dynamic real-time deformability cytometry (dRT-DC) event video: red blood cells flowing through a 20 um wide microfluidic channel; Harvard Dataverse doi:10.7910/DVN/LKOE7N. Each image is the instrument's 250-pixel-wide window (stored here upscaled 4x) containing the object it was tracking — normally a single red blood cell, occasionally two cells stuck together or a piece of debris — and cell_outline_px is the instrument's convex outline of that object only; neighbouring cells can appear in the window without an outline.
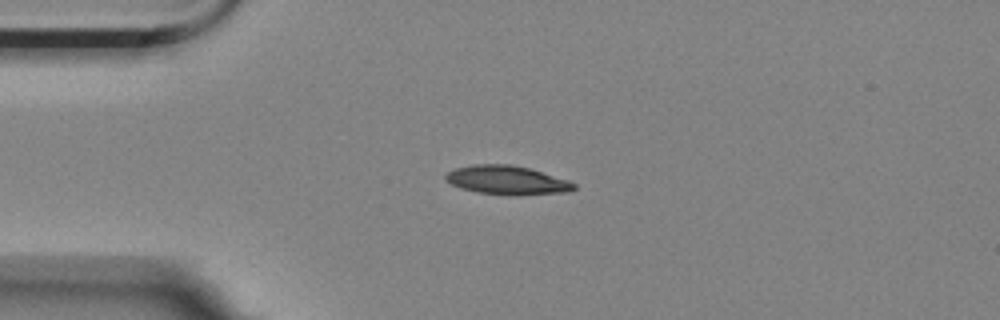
{"species": "Egyptian fruit bat (a non-hibernating species)", "species_latin": "Rousettus aegyptiacus", "temperature_condition": "room temperature", "stored_images_in_passage": 4, "camera_frame_rate_fps": 3000, "um_per_image_px": 0.085, "animal": {"sex": "female"}, "frame": {"image": 1, "passage_image": 1, "time_ms": 0.0, "image_size_px": [1000, 320], "cell_outline_px": [[576, 188], [568, 192], [512, 196], [476, 192], [460, 188], [444, 180], [444, 176], [448, 172], [456, 168], [472, 164], [512, 164], [528, 168], [568, 180], [576, 184]], "centroid_in_image_um": [43.08, 15.32], "position_along_channel_um": 41.9, "area_um2": 21.73}}
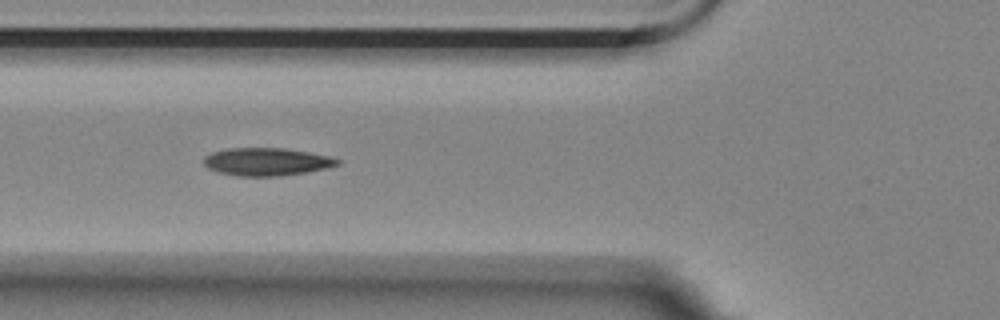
{"frame": {"image": 2, "passage_image": 3, "time_ms": 0.667, "image_size_px": [1000, 320], "cell_outline_px": [[340, 164], [324, 168], [304, 172], [276, 176], [236, 176], [220, 172], [208, 168], [204, 164], [204, 156], [212, 152], [228, 148], [284, 148], [332, 156], [340, 160]], "centroid_in_image_um": [22.65, 13.74], "position_along_channel_um": 103.2, "area_um2": 21.5}}
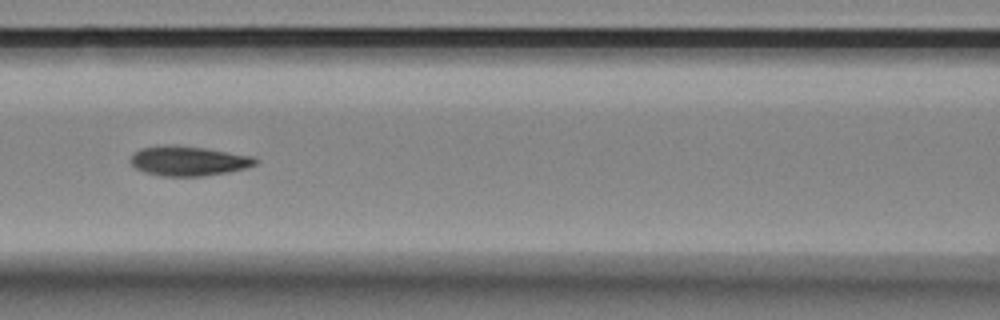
{"frame": {"image": 3, "passage_image": 4, "time_ms": 1.0, "image_size_px": [1000, 320], "cell_outline_px": [[260, 160], [256, 164], [248, 168], [228, 172], [204, 176], [160, 176], [144, 172], [136, 168], [132, 164], [132, 156], [140, 148], [204, 148], [256, 156]], "centroid_in_image_um": [16.16, 13.73], "position_along_channel_um": 150.4, "area_um2": 20.81}}